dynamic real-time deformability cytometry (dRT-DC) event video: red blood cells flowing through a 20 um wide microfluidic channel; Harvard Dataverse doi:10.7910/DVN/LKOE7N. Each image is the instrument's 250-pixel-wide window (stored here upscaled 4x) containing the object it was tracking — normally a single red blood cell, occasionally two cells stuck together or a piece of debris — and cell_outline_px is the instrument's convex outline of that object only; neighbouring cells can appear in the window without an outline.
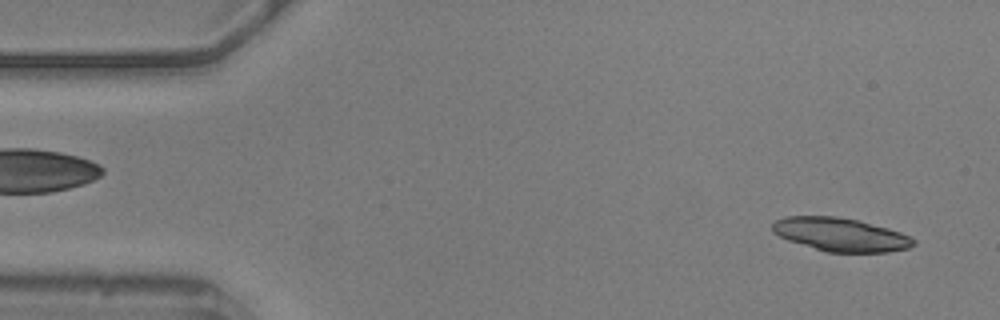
{"species": "common noctule bat (a hibernating species)", "species_latin": "Nyctalus noctula", "temperature_condition": "warm", "stored_images_in_passage": 26, "camera_frame_rate_fps": 3000, "um_per_image_px": 0.085, "animal": {"sex": "male", "body_mass_g": 20.5, "forearm_length_mm": 52.5}, "frame": {"image": 1, "passage_image": 2, "time_ms": 0.333, "image_size_px": [1000, 320], "cell_outline_px": [[916, 244], [908, 248], [888, 252], [828, 252], [788, 240], [772, 232], [772, 224], [776, 220], [784, 216], [836, 216], [860, 220], [888, 228], [900, 232], [916, 240]], "centroid_in_image_um": [71.45, 19.93], "position_along_channel_um": 13.5, "area_um2": 27.46}}
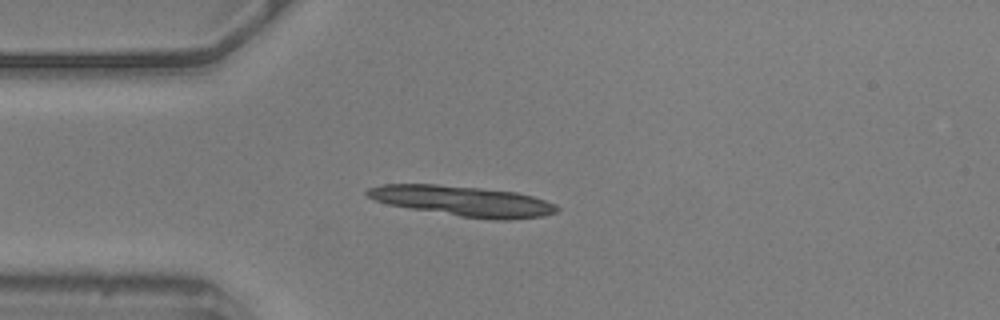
{"frame": {"image": 2, "passage_image": 12, "time_ms": 3.667, "image_size_px": [1000, 320], "cell_outline_px": [[560, 208], [556, 212], [544, 216], [508, 220], [496, 220], [460, 216], [388, 204], [376, 200], [368, 196], [364, 192], [368, 188], [384, 184], [436, 184], [480, 188], [516, 192], [532, 196], [556, 204]], "centroid_in_image_um": [39.38, 17.09], "position_along_channel_um": 45.6, "area_um2": 33.18}}